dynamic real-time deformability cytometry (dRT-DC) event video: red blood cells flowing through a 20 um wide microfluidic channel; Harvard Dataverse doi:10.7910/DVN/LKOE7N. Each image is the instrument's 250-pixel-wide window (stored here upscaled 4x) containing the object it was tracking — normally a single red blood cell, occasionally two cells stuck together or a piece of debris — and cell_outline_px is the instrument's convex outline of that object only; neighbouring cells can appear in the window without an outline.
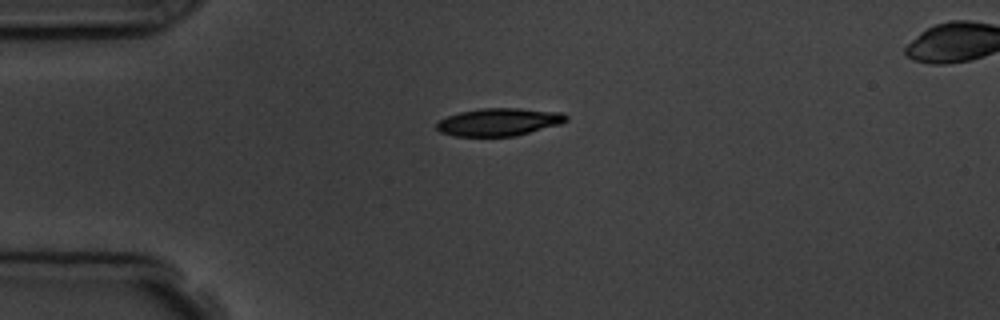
{"species": "common noctule bat (a hibernating species)", "species_latin": "Nyctalus noctula", "temperature_condition": "room temperature", "stored_images_in_passage": 6, "camera_frame_rate_fps": 3000, "um_per_image_px": 0.085, "animal": {"sex": "male", "body_mass_g": 19.5, "forearm_length_mm": 54.6}, "frame": {"image": 1, "passage_image": 1, "time_ms": 0.0, "image_size_px": [1000, 320], "cell_outline_px": [[568, 120], [560, 124], [516, 136], [456, 136], [440, 132], [436, 128], [436, 124], [440, 120], [448, 116], [460, 112], [480, 108], [520, 108], [564, 112], [568, 116]], "centroid_in_image_um": [42.45, 10.36], "position_along_channel_um": 42.6, "area_um2": 20.98}}